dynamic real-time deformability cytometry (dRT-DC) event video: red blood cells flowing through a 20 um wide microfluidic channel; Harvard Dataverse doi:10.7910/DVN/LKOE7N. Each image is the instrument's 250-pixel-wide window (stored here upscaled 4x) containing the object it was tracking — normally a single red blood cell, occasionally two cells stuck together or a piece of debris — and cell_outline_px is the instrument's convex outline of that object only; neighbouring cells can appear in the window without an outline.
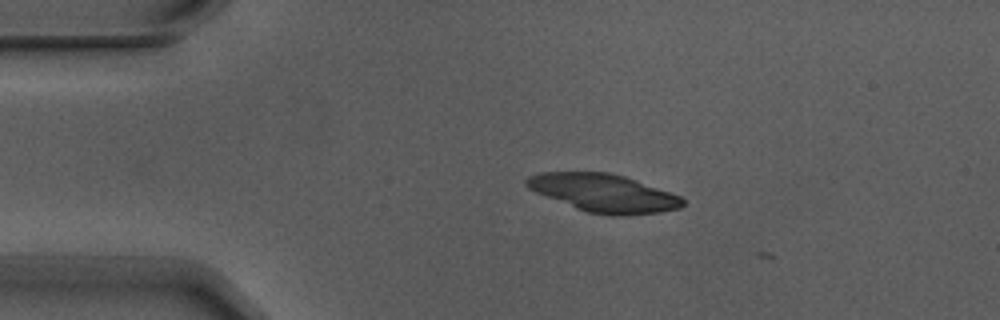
{"species": "Egyptian fruit bat (a non-hibernating species)", "species_latin": "Rousettus aegyptiacus", "temperature_condition": "warm", "stored_images_in_passage": 2, "camera_frame_rate_fps": 3000, "um_per_image_px": 0.085, "animal": {"sex": "male"}, "frame": {"image": 1, "passage_image": 1, "time_ms": 0.0, "image_size_px": [1000, 320], "cell_outline_px": [[684, 204], [680, 208], [660, 212], [624, 216], [612, 216], [588, 212], [576, 208], [536, 192], [528, 188], [524, 184], [524, 180], [528, 176], [540, 172], [608, 172], [624, 176], [636, 180], [680, 196], [684, 200]], "centroid_in_image_um": [51.29, 16.41], "position_along_channel_um": 33.7, "area_um2": 34.39}}